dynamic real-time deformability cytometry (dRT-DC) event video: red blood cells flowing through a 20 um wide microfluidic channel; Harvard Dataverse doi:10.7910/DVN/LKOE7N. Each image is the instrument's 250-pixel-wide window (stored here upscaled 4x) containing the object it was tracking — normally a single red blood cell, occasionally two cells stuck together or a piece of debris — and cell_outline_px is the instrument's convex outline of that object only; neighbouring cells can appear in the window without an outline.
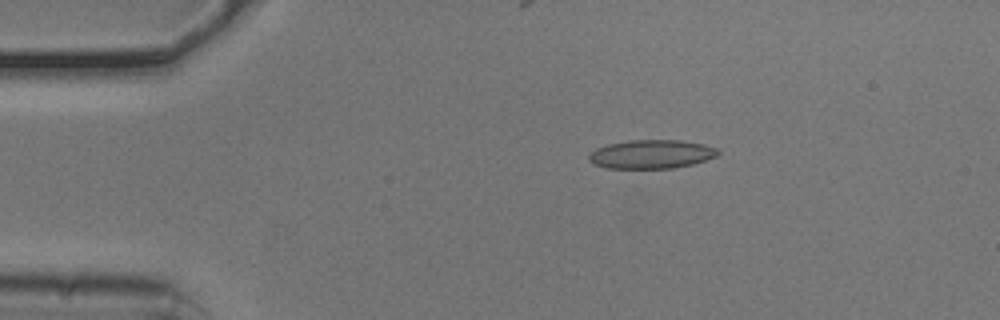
{"species": "common noctule bat (a hibernating species)", "species_latin": "Nyctalus noctula", "temperature_condition": "cold", "stored_images_in_passage": 15, "camera_frame_rate_fps": 3000, "um_per_image_px": 0.085, "animal": {"sex": "male", "body_mass_g": 20.5, "forearm_length_mm": 52.5}, "frame": {"image": 1, "passage_image": 9, "time_ms": 2.667, "image_size_px": [1000, 320], "cell_outline_px": [[720, 152], [716, 156], [692, 164], [672, 168], [608, 168], [596, 164], [588, 160], [588, 156], [596, 148], [608, 144], [628, 140], [680, 140], [704, 144], [716, 148]], "centroid_in_image_um": [55.37, 13.1], "position_along_channel_um": 29.6, "area_um2": 21.44}}